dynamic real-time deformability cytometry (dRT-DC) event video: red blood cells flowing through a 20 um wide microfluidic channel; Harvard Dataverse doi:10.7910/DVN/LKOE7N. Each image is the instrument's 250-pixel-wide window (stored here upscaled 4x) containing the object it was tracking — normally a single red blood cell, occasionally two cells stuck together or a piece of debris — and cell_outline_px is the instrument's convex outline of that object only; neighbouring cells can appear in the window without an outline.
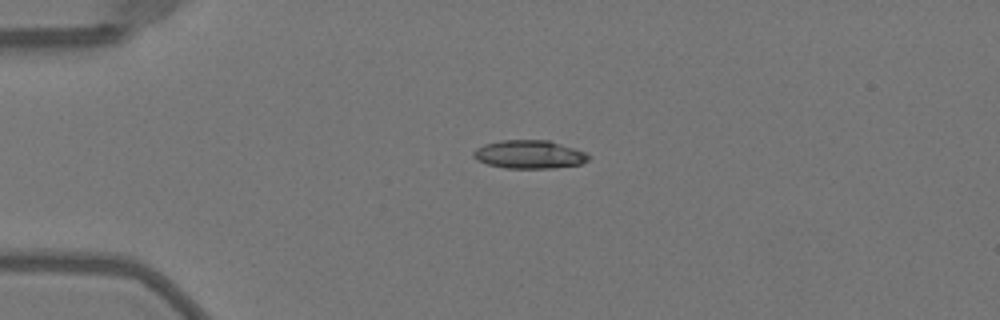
{"species": "Egyptian fruit bat (a non-hibernating species)", "species_latin": "Rousettus aegyptiacus", "temperature_condition": "warm", "stored_images_in_passage": 29, "camera_frame_rate_fps": 3000, "um_per_image_px": 0.085, "animal": {"sex": "female"}, "frame": {"image": 1, "passage_image": 1, "time_ms": 0.0, "image_size_px": [1000, 320], "cell_outline_px": [[592, 156], [588, 160], [580, 164], [552, 168], [504, 168], [488, 164], [476, 160], [472, 156], [472, 152], [476, 148], [484, 144], [500, 140], [548, 140], [576, 148], [588, 152]], "centroid_in_image_um": [45.0, 13.12], "position_along_channel_um": 40.0, "area_um2": 19.25}}
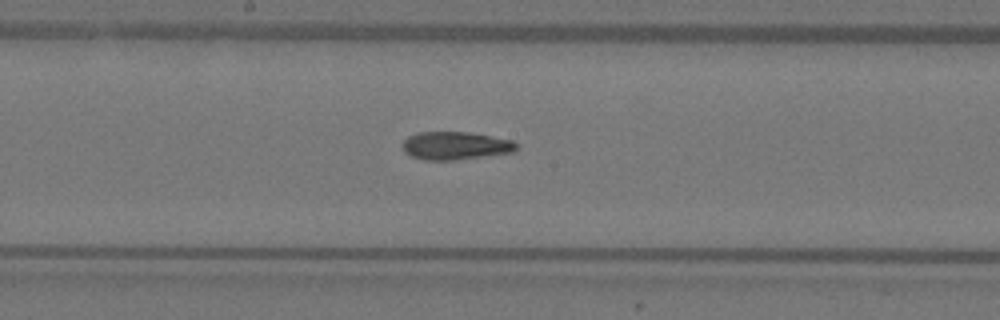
{"frame": {"image": 2, "passage_image": 16, "time_ms": 5.0, "image_size_px": [1000, 320], "cell_outline_px": [[516, 148], [512, 152], [452, 160], [424, 160], [412, 156], [404, 152], [400, 144], [408, 136], [416, 132], [468, 132], [512, 140], [516, 144]], "centroid_in_image_um": [38.62, 12.37], "position_along_channel_um": 209.6, "area_um2": 18.44}}
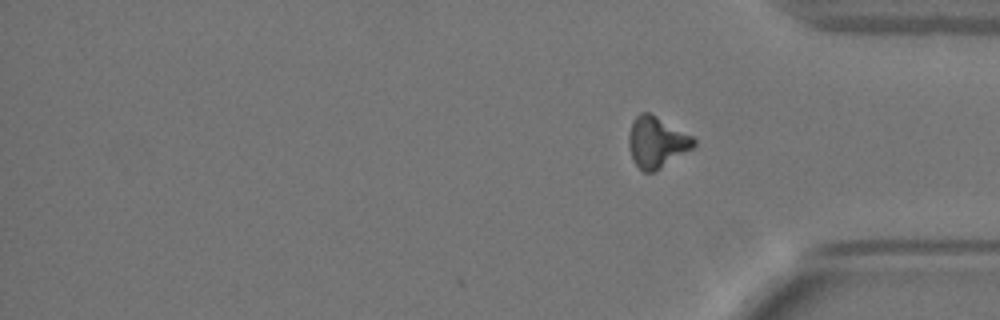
{"frame": {"image": 3, "passage_image": 29, "time_ms": 9.333, "image_size_px": [1000, 320], "cell_outline_px": [[696, 144], [692, 148], [652, 172], [644, 172], [636, 164], [632, 156], [628, 144], [628, 136], [632, 120], [640, 112], [648, 112], [656, 116], [692, 136], [696, 140]], "centroid_in_image_um": [55.79, 12.05], "position_along_channel_um": 379.4, "area_um2": 18.84}, "authors_computed_cell_mechanics": {"area_um2": 18.8428, "velocity_mm_per_s": 4.0568, "shape_relaxation_time_tau1_ms": 6.4938, "shape_relaxation_time_tau2_ms": 5.3254, "deformation_change_tau1": 0.2003, "deformation_change_tau2": 0.1363}}